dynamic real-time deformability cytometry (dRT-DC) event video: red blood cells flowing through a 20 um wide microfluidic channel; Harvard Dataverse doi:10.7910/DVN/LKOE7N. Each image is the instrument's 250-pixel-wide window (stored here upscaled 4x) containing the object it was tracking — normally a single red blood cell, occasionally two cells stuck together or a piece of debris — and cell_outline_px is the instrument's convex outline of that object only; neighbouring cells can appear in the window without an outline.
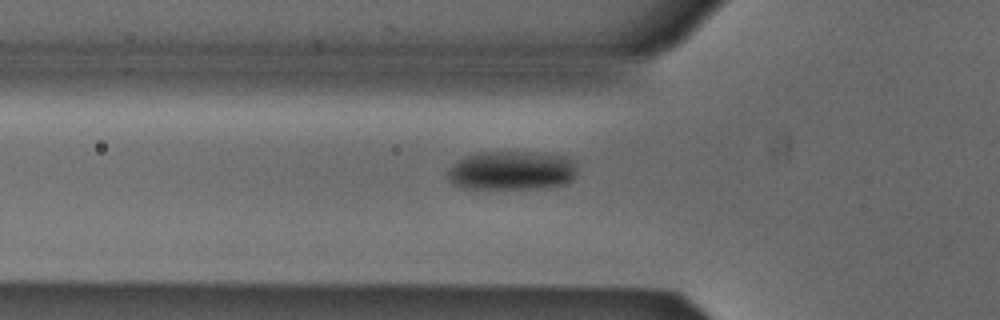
{"species": "Egyptian fruit bat (a non-hibernating species)", "species_latin": "Rousettus aegyptiacus", "temperature_condition": "cold", "stored_images_in_passage": 40, "segment_of_instrument_passage": [1, 2], "camera_frame_rate_fps": 3000, "um_per_image_px": 0.085, "animal": {"sex": "male"}, "frame": {"image": 1, "passage_image": 4, "time_ms": 1.0, "image_size_px": [1000, 320], "cell_outline_px": [[576, 172], [572, 180], [568, 184], [544, 188], [460, 188], [452, 184], [448, 180], [448, 168], [456, 160], [464, 156], [480, 152], [536, 152], [564, 156], [572, 160], [576, 164]], "centroid_in_image_um": [43.48, 14.5], "position_along_channel_um": 82.3, "area_um2": 29.82}}
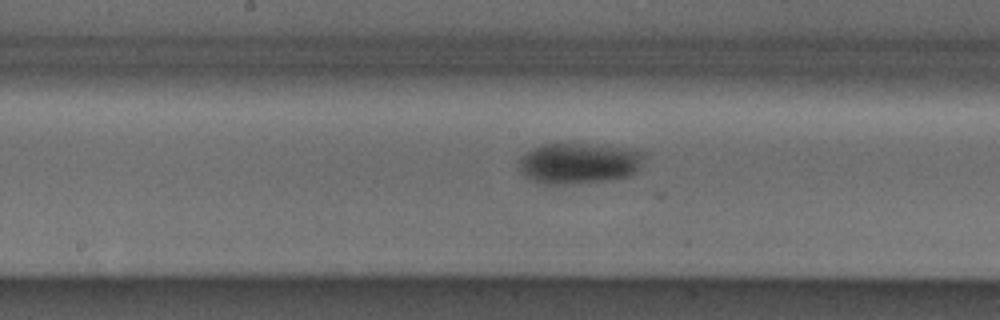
{"frame": {"image": 2, "passage_image": 13, "time_ms": 4.0, "image_size_px": [1000, 320], "cell_outline_px": [[644, 156], [636, 172], [632, 176], [612, 180], [556, 184], [544, 184], [532, 180], [524, 176], [520, 168], [520, 160], [528, 152], [544, 144], [580, 144], [644, 152]], "centroid_in_image_um": [49.2, 13.91], "position_along_channel_um": 199.0, "area_um2": 28.84}}
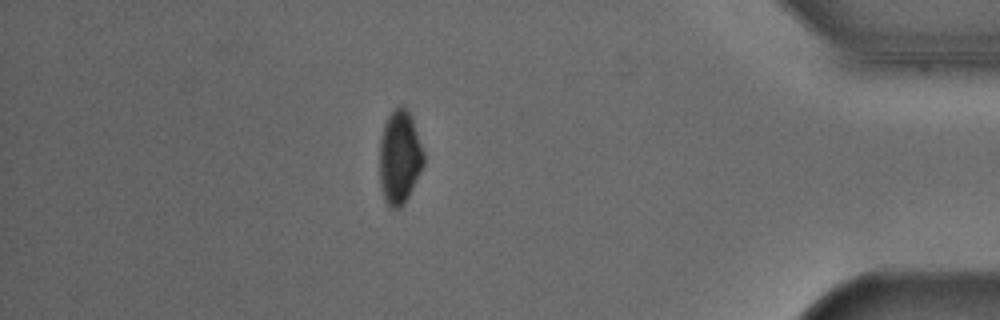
{"frame": {"image": 3, "passage_image": 32, "time_ms": 10.333, "image_size_px": [1000, 320], "cell_outline_px": [[424, 164], [404, 204], [400, 208], [388, 208], [384, 200], [380, 188], [380, 140], [384, 124], [388, 116], [400, 104], [408, 112], [412, 120], [424, 152]], "centroid_in_image_um": [33.95, 13.41], "position_along_channel_um": 401.3, "area_um2": 23.87}}